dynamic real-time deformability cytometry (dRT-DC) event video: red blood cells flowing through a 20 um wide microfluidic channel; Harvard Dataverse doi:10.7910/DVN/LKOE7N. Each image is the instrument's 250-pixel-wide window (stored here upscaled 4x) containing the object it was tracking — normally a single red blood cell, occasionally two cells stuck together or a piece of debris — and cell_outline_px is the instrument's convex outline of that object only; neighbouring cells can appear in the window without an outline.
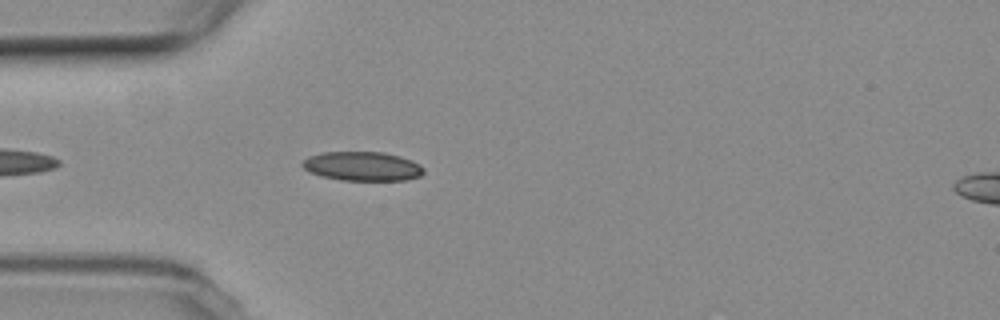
{"species": "common noctule bat (a hibernating species)", "species_latin": "Nyctalus noctula", "temperature_condition": "room temperature", "stored_images_in_passage": 28, "camera_frame_rate_fps": 3000, "um_per_image_px": 0.085, "animal": {"sex": "female", "body_mass_g": 19.3, "forearm_length_mm": 54.1}, "frame": {"image": 1, "passage_image": 5, "time_ms": 1.333, "image_size_px": [1000, 320], "cell_outline_px": [[424, 172], [420, 176], [408, 180], [340, 180], [320, 176], [308, 172], [300, 164], [308, 156], [320, 152], [384, 152], [400, 156], [412, 160], [420, 164], [424, 168]], "centroid_in_image_um": [30.79, 14.13], "position_along_channel_um": 54.2, "area_um2": 20.87}}
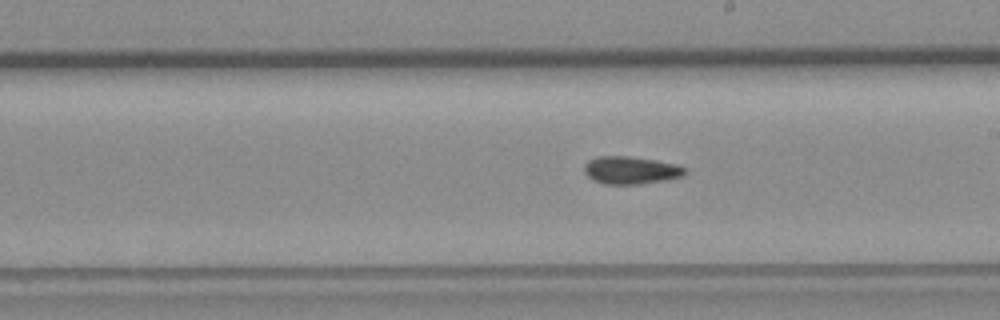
{"frame": {"image": 2, "passage_image": 17, "time_ms": 5.333, "image_size_px": [1000, 320], "cell_outline_px": [[688, 172], [684, 176], [668, 180], [640, 184], [604, 184], [592, 180], [584, 172], [584, 164], [588, 160], [596, 156], [628, 156], [656, 160], [676, 164], [688, 168]], "centroid_in_image_um": [53.65, 14.47], "position_along_channel_um": 235.4, "area_um2": 16.59}}
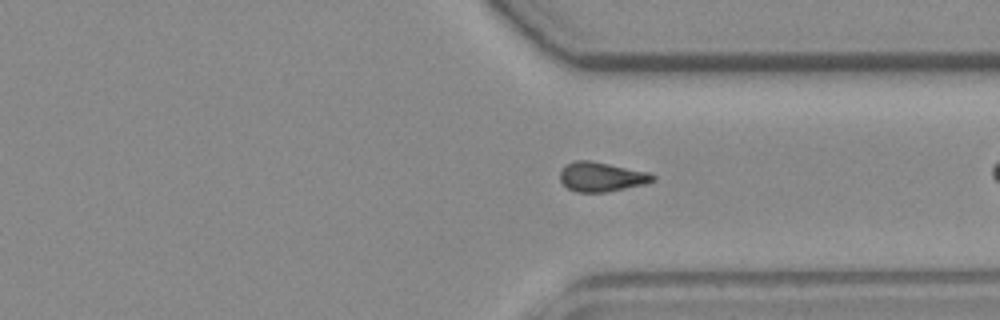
{"frame": {"image": 3, "passage_image": 27, "time_ms": 8.667, "image_size_px": [1000, 320], "cell_outline_px": [[656, 180], [644, 184], [604, 192], [576, 192], [568, 188], [560, 180], [560, 172], [564, 164], [576, 160], [588, 160], [648, 172], [656, 176]], "centroid_in_image_um": [51.1, 15.02], "position_along_channel_um": 360.3, "area_um2": 15.78}}